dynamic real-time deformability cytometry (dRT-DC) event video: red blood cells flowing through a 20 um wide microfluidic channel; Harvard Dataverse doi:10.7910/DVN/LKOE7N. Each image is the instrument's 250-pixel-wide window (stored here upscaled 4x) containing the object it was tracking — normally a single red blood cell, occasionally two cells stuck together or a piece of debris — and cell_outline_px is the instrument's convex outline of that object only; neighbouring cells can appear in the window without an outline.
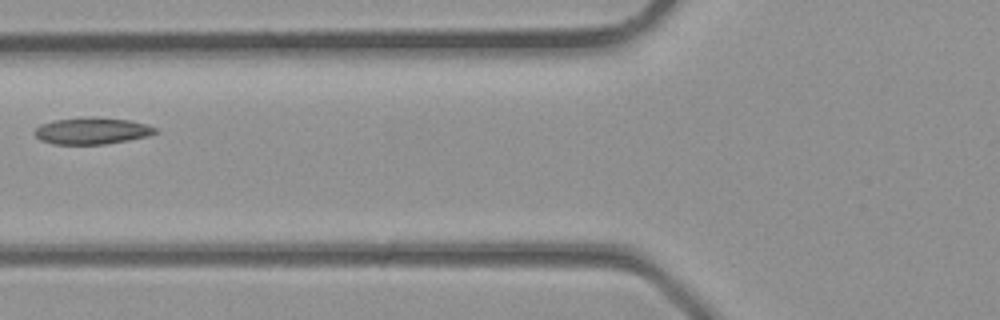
{"species": "common noctule bat (a hibernating species)", "species_latin": "Nyctalus noctula", "temperature_condition": "room temperature", "stored_images_in_passage": 6, "camera_frame_rate_fps": 3000, "um_per_image_px": 0.085, "animal": {"sex": "male", "body_mass_g": 23.1, "forearm_length_mm": 52.7}, "frame": {"image": 1, "passage_image": 6, "time_ms": 1.667, "image_size_px": [1000, 320], "cell_outline_px": [[156, 132], [148, 136], [128, 140], [104, 144], [52, 144], [40, 140], [32, 132], [40, 124], [52, 120], [88, 116], [96, 116], [128, 120], [144, 124], [156, 128]], "centroid_in_image_um": [7.75, 11.11], "position_along_channel_um": 118.1, "area_um2": 18.9}}